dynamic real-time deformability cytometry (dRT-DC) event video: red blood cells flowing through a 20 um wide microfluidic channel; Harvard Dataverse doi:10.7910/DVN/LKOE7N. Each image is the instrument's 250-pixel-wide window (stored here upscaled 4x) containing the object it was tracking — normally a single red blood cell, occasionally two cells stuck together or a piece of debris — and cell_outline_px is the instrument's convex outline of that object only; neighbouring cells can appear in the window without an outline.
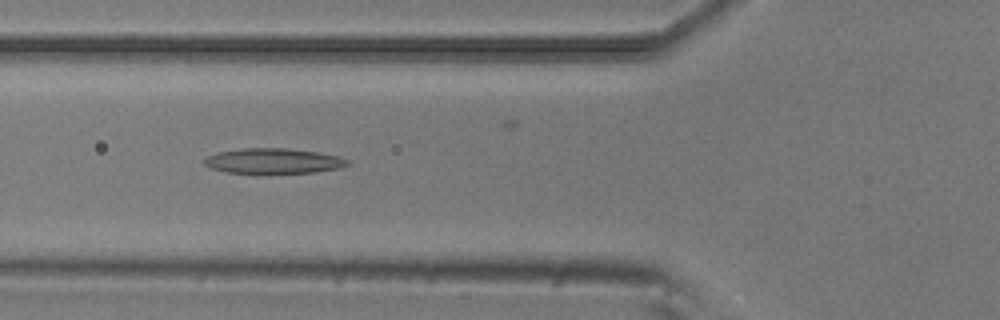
{"species": "common noctule bat (a hibernating species)", "species_latin": "Nyctalus noctula", "temperature_condition": "room temperature", "stored_images_in_passage": 43, "camera_frame_rate_fps": 3000, "um_per_image_px": 0.085, "animal": {"sex": "male", "body_mass_g": 20.5, "forearm_length_mm": 52.5}, "frame": {"image": 1, "passage_image": 9, "time_ms": 2.667, "image_size_px": [1000, 320], "cell_outline_px": [[352, 164], [340, 168], [316, 172], [268, 176], [228, 172], [212, 168], [204, 164], [204, 160], [208, 156], [216, 152], [244, 148], [288, 148], [316, 152], [340, 156], [348, 160]], "centroid_in_image_um": [23.27, 13.72], "position_along_channel_um": 102.5, "area_um2": 22.02}}
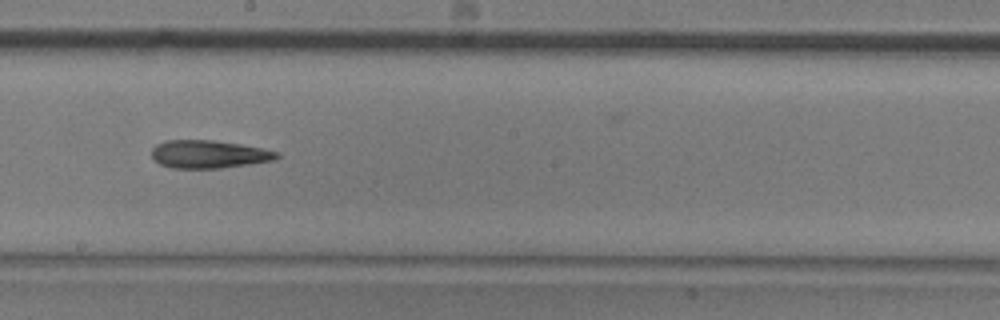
{"frame": {"image": 2, "passage_image": 19, "time_ms": 6.0, "image_size_px": [1000, 320], "cell_outline_px": [[280, 156], [272, 160], [248, 164], [220, 168], [172, 168], [160, 164], [152, 156], [152, 148], [156, 144], [164, 140], [212, 140], [240, 144], [280, 152]], "centroid_in_image_um": [17.72, 13.1], "position_along_channel_um": 230.5, "area_um2": 20.23}}
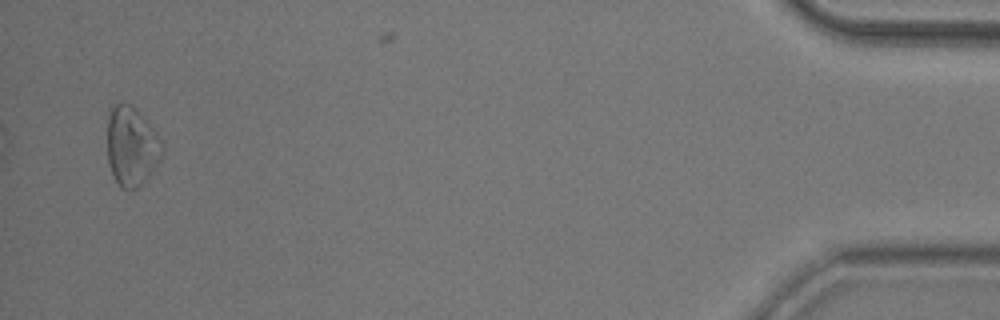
{"frame": {"image": 3, "passage_image": 41, "time_ms": 13.333, "image_size_px": [1000, 320], "cell_outline_px": [[164, 152], [160, 160], [148, 176], [136, 188], [120, 188], [112, 172], [108, 160], [108, 116], [112, 104], [128, 104], [156, 132], [164, 144]], "centroid_in_image_um": [11.19, 12.46], "position_along_channel_um": 424.0, "area_um2": 24.74}}